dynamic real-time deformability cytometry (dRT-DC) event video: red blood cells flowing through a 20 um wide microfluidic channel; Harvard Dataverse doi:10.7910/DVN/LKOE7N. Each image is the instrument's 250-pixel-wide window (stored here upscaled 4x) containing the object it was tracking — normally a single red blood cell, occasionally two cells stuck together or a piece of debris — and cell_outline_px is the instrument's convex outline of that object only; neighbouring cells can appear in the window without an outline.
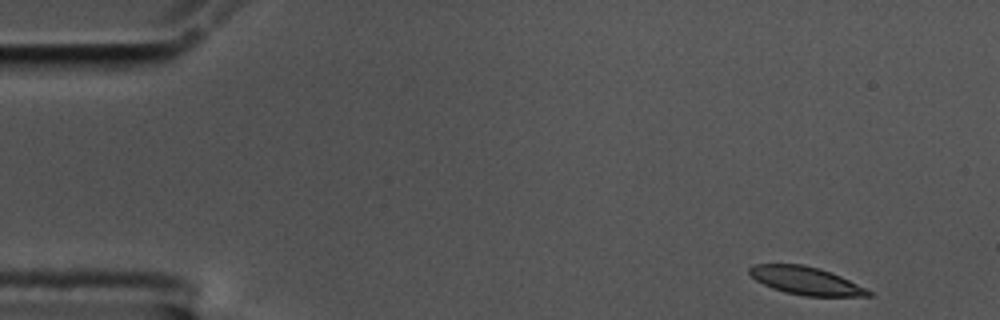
{"species": "common noctule bat (a hibernating species)", "species_latin": "Nyctalus noctula", "temperature_condition": "cold", "stored_images_in_passage": 54, "camera_frame_rate_fps": 3000, "um_per_image_px": 0.085, "animal": {"sex": "male", "body_mass_g": 17.5, "forearm_length_mm": 52.3}, "frame": {"image": 1, "passage_image": 1, "time_ms": 0.0, "image_size_px": [1000, 320], "cell_outline_px": [[872, 296], [804, 296], [784, 292], [772, 288], [756, 280], [748, 272], [748, 268], [752, 264], [804, 264], [820, 268], [840, 276], [872, 292]], "centroid_in_image_um": [68.45, 23.85], "position_along_channel_um": 16.5, "area_um2": 19.25}}
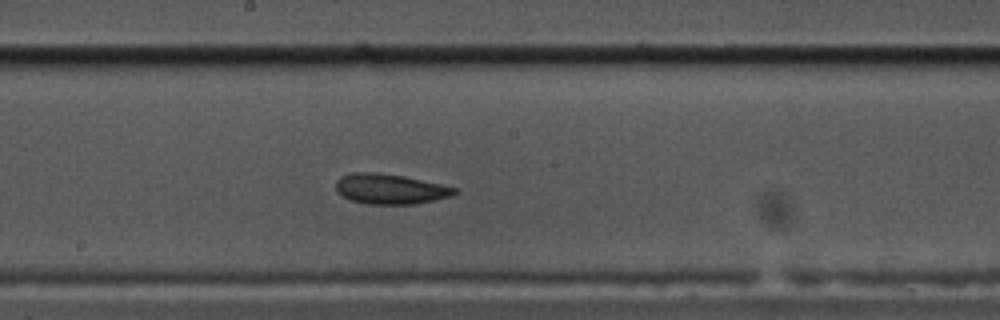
{"frame": {"image": 2, "passage_image": 27, "time_ms": 8.667, "image_size_px": [1000, 320], "cell_outline_px": [[456, 192], [452, 196], [412, 204], [368, 204], [352, 200], [336, 192], [336, 180], [340, 176], [352, 172], [376, 172], [404, 176], [440, 184], [456, 188]], "centroid_in_image_um": [33.11, 16.05], "position_along_channel_um": 215.1, "area_um2": 20.69}}
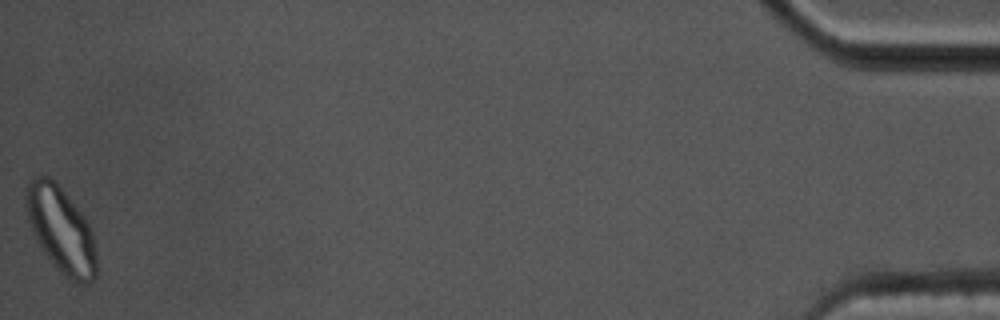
{"frame": {"image": 3, "passage_image": 54, "time_ms": 17.667, "image_size_px": [1000, 320], "cell_outline_px": [[96, 276], [88, 284], [80, 284], [68, 280], [60, 272], [44, 252], [32, 228], [24, 204], [24, 192], [28, 180], [32, 176], [48, 176], [60, 188], [88, 220], [92, 232], [96, 252]], "centroid_in_image_um": [5.19, 19.53], "position_along_channel_um": 430.0, "area_um2": 35.14}, "authors_computed_cell_mechanics": {"area_um2": 20.9236, "velocity_mm_per_s": 3.4611, "shape_relaxation_time_tau1_ms": 8.286, "shape_relaxation_time_tau2_ms": 7.4101, "deformation_change_tau1": 0.1526, "deformation_change_tau2": 0.1308}}